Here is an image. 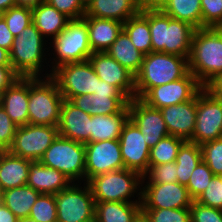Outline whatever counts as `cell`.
I'll return each mask as SVG.
<instances>
[{"label":"cell","instance_id":"cell-52","mask_svg":"<svg viewBox=\"0 0 222 222\" xmlns=\"http://www.w3.org/2000/svg\"><path fill=\"white\" fill-rule=\"evenodd\" d=\"M0 66H11L9 51L0 47Z\"/></svg>","mask_w":222,"mask_h":222},{"label":"cell","instance_id":"cell-38","mask_svg":"<svg viewBox=\"0 0 222 222\" xmlns=\"http://www.w3.org/2000/svg\"><path fill=\"white\" fill-rule=\"evenodd\" d=\"M214 176L215 175L208 168V165L202 160L193 170L186 186L190 197L196 200L199 195L207 189L209 182Z\"/></svg>","mask_w":222,"mask_h":222},{"label":"cell","instance_id":"cell-42","mask_svg":"<svg viewBox=\"0 0 222 222\" xmlns=\"http://www.w3.org/2000/svg\"><path fill=\"white\" fill-rule=\"evenodd\" d=\"M202 28L222 27V0H201Z\"/></svg>","mask_w":222,"mask_h":222},{"label":"cell","instance_id":"cell-1","mask_svg":"<svg viewBox=\"0 0 222 222\" xmlns=\"http://www.w3.org/2000/svg\"><path fill=\"white\" fill-rule=\"evenodd\" d=\"M152 52L175 54L189 59L196 28L173 19L161 9H149Z\"/></svg>","mask_w":222,"mask_h":222},{"label":"cell","instance_id":"cell-39","mask_svg":"<svg viewBox=\"0 0 222 222\" xmlns=\"http://www.w3.org/2000/svg\"><path fill=\"white\" fill-rule=\"evenodd\" d=\"M202 160L214 175L222 176V137L200 145Z\"/></svg>","mask_w":222,"mask_h":222},{"label":"cell","instance_id":"cell-31","mask_svg":"<svg viewBox=\"0 0 222 222\" xmlns=\"http://www.w3.org/2000/svg\"><path fill=\"white\" fill-rule=\"evenodd\" d=\"M39 192L26 185L8 189L2 192L0 201L9 208L17 218L29 217Z\"/></svg>","mask_w":222,"mask_h":222},{"label":"cell","instance_id":"cell-57","mask_svg":"<svg viewBox=\"0 0 222 222\" xmlns=\"http://www.w3.org/2000/svg\"><path fill=\"white\" fill-rule=\"evenodd\" d=\"M83 5L86 7V5L91 1V0H80Z\"/></svg>","mask_w":222,"mask_h":222},{"label":"cell","instance_id":"cell-47","mask_svg":"<svg viewBox=\"0 0 222 222\" xmlns=\"http://www.w3.org/2000/svg\"><path fill=\"white\" fill-rule=\"evenodd\" d=\"M19 78L12 66H0V95Z\"/></svg>","mask_w":222,"mask_h":222},{"label":"cell","instance_id":"cell-7","mask_svg":"<svg viewBox=\"0 0 222 222\" xmlns=\"http://www.w3.org/2000/svg\"><path fill=\"white\" fill-rule=\"evenodd\" d=\"M48 43L53 44L50 47H53L55 56L50 60H54L51 62L52 69L50 73H45V77H49L61 65L86 61L93 53L89 44L88 26L83 18L69 20L65 29Z\"/></svg>","mask_w":222,"mask_h":222},{"label":"cell","instance_id":"cell-27","mask_svg":"<svg viewBox=\"0 0 222 222\" xmlns=\"http://www.w3.org/2000/svg\"><path fill=\"white\" fill-rule=\"evenodd\" d=\"M128 119V104L116 114L91 116L90 142L119 139Z\"/></svg>","mask_w":222,"mask_h":222},{"label":"cell","instance_id":"cell-16","mask_svg":"<svg viewBox=\"0 0 222 222\" xmlns=\"http://www.w3.org/2000/svg\"><path fill=\"white\" fill-rule=\"evenodd\" d=\"M138 126L129 118L119 137L124 168L144 175L149 168L150 147Z\"/></svg>","mask_w":222,"mask_h":222},{"label":"cell","instance_id":"cell-56","mask_svg":"<svg viewBox=\"0 0 222 222\" xmlns=\"http://www.w3.org/2000/svg\"><path fill=\"white\" fill-rule=\"evenodd\" d=\"M17 222H37L34 219L30 218V217H24V218H18Z\"/></svg>","mask_w":222,"mask_h":222},{"label":"cell","instance_id":"cell-50","mask_svg":"<svg viewBox=\"0 0 222 222\" xmlns=\"http://www.w3.org/2000/svg\"><path fill=\"white\" fill-rule=\"evenodd\" d=\"M18 218L0 201V222H17Z\"/></svg>","mask_w":222,"mask_h":222},{"label":"cell","instance_id":"cell-20","mask_svg":"<svg viewBox=\"0 0 222 222\" xmlns=\"http://www.w3.org/2000/svg\"><path fill=\"white\" fill-rule=\"evenodd\" d=\"M169 135L192 141L196 122V96L189 101L160 109Z\"/></svg>","mask_w":222,"mask_h":222},{"label":"cell","instance_id":"cell-13","mask_svg":"<svg viewBox=\"0 0 222 222\" xmlns=\"http://www.w3.org/2000/svg\"><path fill=\"white\" fill-rule=\"evenodd\" d=\"M203 88L189 72L181 79L151 88L141 100L153 108L161 109L192 100Z\"/></svg>","mask_w":222,"mask_h":222},{"label":"cell","instance_id":"cell-29","mask_svg":"<svg viewBox=\"0 0 222 222\" xmlns=\"http://www.w3.org/2000/svg\"><path fill=\"white\" fill-rule=\"evenodd\" d=\"M106 52L134 76L139 72L145 56L133 45L123 29Z\"/></svg>","mask_w":222,"mask_h":222},{"label":"cell","instance_id":"cell-19","mask_svg":"<svg viewBox=\"0 0 222 222\" xmlns=\"http://www.w3.org/2000/svg\"><path fill=\"white\" fill-rule=\"evenodd\" d=\"M88 61L100 80L115 86L128 100L135 97V76L107 52H95Z\"/></svg>","mask_w":222,"mask_h":222},{"label":"cell","instance_id":"cell-44","mask_svg":"<svg viewBox=\"0 0 222 222\" xmlns=\"http://www.w3.org/2000/svg\"><path fill=\"white\" fill-rule=\"evenodd\" d=\"M191 222H222V210L202 205L195 200L190 206Z\"/></svg>","mask_w":222,"mask_h":222},{"label":"cell","instance_id":"cell-26","mask_svg":"<svg viewBox=\"0 0 222 222\" xmlns=\"http://www.w3.org/2000/svg\"><path fill=\"white\" fill-rule=\"evenodd\" d=\"M31 162L29 159L13 155L8 150L0 151V184L2 190L26 185Z\"/></svg>","mask_w":222,"mask_h":222},{"label":"cell","instance_id":"cell-23","mask_svg":"<svg viewBox=\"0 0 222 222\" xmlns=\"http://www.w3.org/2000/svg\"><path fill=\"white\" fill-rule=\"evenodd\" d=\"M141 0H91L85 7V15L111 19L124 23L141 11Z\"/></svg>","mask_w":222,"mask_h":222},{"label":"cell","instance_id":"cell-45","mask_svg":"<svg viewBox=\"0 0 222 222\" xmlns=\"http://www.w3.org/2000/svg\"><path fill=\"white\" fill-rule=\"evenodd\" d=\"M17 127L0 105V151H7L10 148Z\"/></svg>","mask_w":222,"mask_h":222},{"label":"cell","instance_id":"cell-53","mask_svg":"<svg viewBox=\"0 0 222 222\" xmlns=\"http://www.w3.org/2000/svg\"><path fill=\"white\" fill-rule=\"evenodd\" d=\"M45 0H16L17 6H26L33 8Z\"/></svg>","mask_w":222,"mask_h":222},{"label":"cell","instance_id":"cell-12","mask_svg":"<svg viewBox=\"0 0 222 222\" xmlns=\"http://www.w3.org/2000/svg\"><path fill=\"white\" fill-rule=\"evenodd\" d=\"M58 135V126L32 124L19 126L8 151L31 161H39Z\"/></svg>","mask_w":222,"mask_h":222},{"label":"cell","instance_id":"cell-6","mask_svg":"<svg viewBox=\"0 0 222 222\" xmlns=\"http://www.w3.org/2000/svg\"><path fill=\"white\" fill-rule=\"evenodd\" d=\"M64 101L56 82L49 77H29V124L58 126Z\"/></svg>","mask_w":222,"mask_h":222},{"label":"cell","instance_id":"cell-18","mask_svg":"<svg viewBox=\"0 0 222 222\" xmlns=\"http://www.w3.org/2000/svg\"><path fill=\"white\" fill-rule=\"evenodd\" d=\"M128 109L129 118L138 126L150 148L169 135L160 109L153 108L136 97L128 101Z\"/></svg>","mask_w":222,"mask_h":222},{"label":"cell","instance_id":"cell-10","mask_svg":"<svg viewBox=\"0 0 222 222\" xmlns=\"http://www.w3.org/2000/svg\"><path fill=\"white\" fill-rule=\"evenodd\" d=\"M50 77L66 100L83 94H94L97 81L100 80L88 60L61 65L51 72Z\"/></svg>","mask_w":222,"mask_h":222},{"label":"cell","instance_id":"cell-4","mask_svg":"<svg viewBox=\"0 0 222 222\" xmlns=\"http://www.w3.org/2000/svg\"><path fill=\"white\" fill-rule=\"evenodd\" d=\"M86 183L95 202L142 203L143 176L138 172L123 168L95 176ZM135 193L138 200L132 201Z\"/></svg>","mask_w":222,"mask_h":222},{"label":"cell","instance_id":"cell-37","mask_svg":"<svg viewBox=\"0 0 222 222\" xmlns=\"http://www.w3.org/2000/svg\"><path fill=\"white\" fill-rule=\"evenodd\" d=\"M29 217L37 222H57L55 195L40 194L31 208Z\"/></svg>","mask_w":222,"mask_h":222},{"label":"cell","instance_id":"cell-9","mask_svg":"<svg viewBox=\"0 0 222 222\" xmlns=\"http://www.w3.org/2000/svg\"><path fill=\"white\" fill-rule=\"evenodd\" d=\"M72 182L55 194L57 222H95V200L89 185Z\"/></svg>","mask_w":222,"mask_h":222},{"label":"cell","instance_id":"cell-46","mask_svg":"<svg viewBox=\"0 0 222 222\" xmlns=\"http://www.w3.org/2000/svg\"><path fill=\"white\" fill-rule=\"evenodd\" d=\"M49 5L63 13L70 20L80 19L85 15V6L80 0H45Z\"/></svg>","mask_w":222,"mask_h":222},{"label":"cell","instance_id":"cell-55","mask_svg":"<svg viewBox=\"0 0 222 222\" xmlns=\"http://www.w3.org/2000/svg\"><path fill=\"white\" fill-rule=\"evenodd\" d=\"M132 222H151L147 214L141 209Z\"/></svg>","mask_w":222,"mask_h":222},{"label":"cell","instance_id":"cell-5","mask_svg":"<svg viewBox=\"0 0 222 222\" xmlns=\"http://www.w3.org/2000/svg\"><path fill=\"white\" fill-rule=\"evenodd\" d=\"M45 41L33 22L14 38L9 51L10 63L20 77H44V74L41 76L47 60L44 51L48 52Z\"/></svg>","mask_w":222,"mask_h":222},{"label":"cell","instance_id":"cell-34","mask_svg":"<svg viewBox=\"0 0 222 222\" xmlns=\"http://www.w3.org/2000/svg\"><path fill=\"white\" fill-rule=\"evenodd\" d=\"M202 161L200 145L185 141L179 148L176 157L177 182L187 186L193 170Z\"/></svg>","mask_w":222,"mask_h":222},{"label":"cell","instance_id":"cell-8","mask_svg":"<svg viewBox=\"0 0 222 222\" xmlns=\"http://www.w3.org/2000/svg\"><path fill=\"white\" fill-rule=\"evenodd\" d=\"M44 166L62 172L72 182L85 183V144L60 135L39 160ZM80 180V181H79Z\"/></svg>","mask_w":222,"mask_h":222},{"label":"cell","instance_id":"cell-41","mask_svg":"<svg viewBox=\"0 0 222 222\" xmlns=\"http://www.w3.org/2000/svg\"><path fill=\"white\" fill-rule=\"evenodd\" d=\"M151 222H191L190 208L142 209Z\"/></svg>","mask_w":222,"mask_h":222},{"label":"cell","instance_id":"cell-49","mask_svg":"<svg viewBox=\"0 0 222 222\" xmlns=\"http://www.w3.org/2000/svg\"><path fill=\"white\" fill-rule=\"evenodd\" d=\"M204 88L213 96L222 100V72L213 78Z\"/></svg>","mask_w":222,"mask_h":222},{"label":"cell","instance_id":"cell-15","mask_svg":"<svg viewBox=\"0 0 222 222\" xmlns=\"http://www.w3.org/2000/svg\"><path fill=\"white\" fill-rule=\"evenodd\" d=\"M123 168L119 139L85 144V182L100 174Z\"/></svg>","mask_w":222,"mask_h":222},{"label":"cell","instance_id":"cell-3","mask_svg":"<svg viewBox=\"0 0 222 222\" xmlns=\"http://www.w3.org/2000/svg\"><path fill=\"white\" fill-rule=\"evenodd\" d=\"M189 73L188 58L163 52L144 56L135 75V97L142 98L151 88L176 81Z\"/></svg>","mask_w":222,"mask_h":222},{"label":"cell","instance_id":"cell-54","mask_svg":"<svg viewBox=\"0 0 222 222\" xmlns=\"http://www.w3.org/2000/svg\"><path fill=\"white\" fill-rule=\"evenodd\" d=\"M16 0H0V12H5L11 7L16 6Z\"/></svg>","mask_w":222,"mask_h":222},{"label":"cell","instance_id":"cell-32","mask_svg":"<svg viewBox=\"0 0 222 222\" xmlns=\"http://www.w3.org/2000/svg\"><path fill=\"white\" fill-rule=\"evenodd\" d=\"M141 203L95 202V222H132Z\"/></svg>","mask_w":222,"mask_h":222},{"label":"cell","instance_id":"cell-11","mask_svg":"<svg viewBox=\"0 0 222 222\" xmlns=\"http://www.w3.org/2000/svg\"><path fill=\"white\" fill-rule=\"evenodd\" d=\"M222 137V100L206 88L196 95V122L192 143L202 145Z\"/></svg>","mask_w":222,"mask_h":222},{"label":"cell","instance_id":"cell-21","mask_svg":"<svg viewBox=\"0 0 222 222\" xmlns=\"http://www.w3.org/2000/svg\"><path fill=\"white\" fill-rule=\"evenodd\" d=\"M59 135L80 143H90L91 115L64 99L58 125Z\"/></svg>","mask_w":222,"mask_h":222},{"label":"cell","instance_id":"cell-35","mask_svg":"<svg viewBox=\"0 0 222 222\" xmlns=\"http://www.w3.org/2000/svg\"><path fill=\"white\" fill-rule=\"evenodd\" d=\"M185 141L172 135L162 138L150 148L149 165L175 162L179 148Z\"/></svg>","mask_w":222,"mask_h":222},{"label":"cell","instance_id":"cell-48","mask_svg":"<svg viewBox=\"0 0 222 222\" xmlns=\"http://www.w3.org/2000/svg\"><path fill=\"white\" fill-rule=\"evenodd\" d=\"M15 36L9 31L6 21L0 18V47L11 50Z\"/></svg>","mask_w":222,"mask_h":222},{"label":"cell","instance_id":"cell-17","mask_svg":"<svg viewBox=\"0 0 222 222\" xmlns=\"http://www.w3.org/2000/svg\"><path fill=\"white\" fill-rule=\"evenodd\" d=\"M193 199L178 182L142 186V209L190 208Z\"/></svg>","mask_w":222,"mask_h":222},{"label":"cell","instance_id":"cell-36","mask_svg":"<svg viewBox=\"0 0 222 222\" xmlns=\"http://www.w3.org/2000/svg\"><path fill=\"white\" fill-rule=\"evenodd\" d=\"M9 31L16 37L32 23V9L26 6H14L2 12Z\"/></svg>","mask_w":222,"mask_h":222},{"label":"cell","instance_id":"cell-28","mask_svg":"<svg viewBox=\"0 0 222 222\" xmlns=\"http://www.w3.org/2000/svg\"><path fill=\"white\" fill-rule=\"evenodd\" d=\"M31 9L32 22L44 38L48 39L49 36L52 37L49 40L54 39L63 29H65L67 22L70 20L46 1Z\"/></svg>","mask_w":222,"mask_h":222},{"label":"cell","instance_id":"cell-2","mask_svg":"<svg viewBox=\"0 0 222 222\" xmlns=\"http://www.w3.org/2000/svg\"><path fill=\"white\" fill-rule=\"evenodd\" d=\"M189 72L205 87L222 72V28L196 29L188 59Z\"/></svg>","mask_w":222,"mask_h":222},{"label":"cell","instance_id":"cell-25","mask_svg":"<svg viewBox=\"0 0 222 222\" xmlns=\"http://www.w3.org/2000/svg\"><path fill=\"white\" fill-rule=\"evenodd\" d=\"M88 26L89 44L92 52H106L123 29V23L111 19L82 17Z\"/></svg>","mask_w":222,"mask_h":222},{"label":"cell","instance_id":"cell-22","mask_svg":"<svg viewBox=\"0 0 222 222\" xmlns=\"http://www.w3.org/2000/svg\"><path fill=\"white\" fill-rule=\"evenodd\" d=\"M29 77H20L0 95V105L19 127L29 124Z\"/></svg>","mask_w":222,"mask_h":222},{"label":"cell","instance_id":"cell-58","mask_svg":"<svg viewBox=\"0 0 222 222\" xmlns=\"http://www.w3.org/2000/svg\"><path fill=\"white\" fill-rule=\"evenodd\" d=\"M2 192H3V190H2V187H1V184H0V198H1Z\"/></svg>","mask_w":222,"mask_h":222},{"label":"cell","instance_id":"cell-40","mask_svg":"<svg viewBox=\"0 0 222 222\" xmlns=\"http://www.w3.org/2000/svg\"><path fill=\"white\" fill-rule=\"evenodd\" d=\"M146 179H148L146 184L177 182L176 163L170 162L160 165H149L147 172L143 175V184Z\"/></svg>","mask_w":222,"mask_h":222},{"label":"cell","instance_id":"cell-30","mask_svg":"<svg viewBox=\"0 0 222 222\" xmlns=\"http://www.w3.org/2000/svg\"><path fill=\"white\" fill-rule=\"evenodd\" d=\"M123 30L141 53L148 55L152 52L148 8L142 7L137 15L127 19L123 23Z\"/></svg>","mask_w":222,"mask_h":222},{"label":"cell","instance_id":"cell-24","mask_svg":"<svg viewBox=\"0 0 222 222\" xmlns=\"http://www.w3.org/2000/svg\"><path fill=\"white\" fill-rule=\"evenodd\" d=\"M72 181L62 172L32 161L29 166L27 185L40 194H53L67 188Z\"/></svg>","mask_w":222,"mask_h":222},{"label":"cell","instance_id":"cell-14","mask_svg":"<svg viewBox=\"0 0 222 222\" xmlns=\"http://www.w3.org/2000/svg\"><path fill=\"white\" fill-rule=\"evenodd\" d=\"M69 101L82 111L95 116L119 113L129 100L115 86L99 80L94 94L75 96Z\"/></svg>","mask_w":222,"mask_h":222},{"label":"cell","instance_id":"cell-33","mask_svg":"<svg viewBox=\"0 0 222 222\" xmlns=\"http://www.w3.org/2000/svg\"><path fill=\"white\" fill-rule=\"evenodd\" d=\"M161 10L173 19L202 28L201 0H169Z\"/></svg>","mask_w":222,"mask_h":222},{"label":"cell","instance_id":"cell-51","mask_svg":"<svg viewBox=\"0 0 222 222\" xmlns=\"http://www.w3.org/2000/svg\"><path fill=\"white\" fill-rule=\"evenodd\" d=\"M169 0H141V6L148 9H161Z\"/></svg>","mask_w":222,"mask_h":222},{"label":"cell","instance_id":"cell-43","mask_svg":"<svg viewBox=\"0 0 222 222\" xmlns=\"http://www.w3.org/2000/svg\"><path fill=\"white\" fill-rule=\"evenodd\" d=\"M195 201L222 210V176L215 175Z\"/></svg>","mask_w":222,"mask_h":222}]
</instances>
